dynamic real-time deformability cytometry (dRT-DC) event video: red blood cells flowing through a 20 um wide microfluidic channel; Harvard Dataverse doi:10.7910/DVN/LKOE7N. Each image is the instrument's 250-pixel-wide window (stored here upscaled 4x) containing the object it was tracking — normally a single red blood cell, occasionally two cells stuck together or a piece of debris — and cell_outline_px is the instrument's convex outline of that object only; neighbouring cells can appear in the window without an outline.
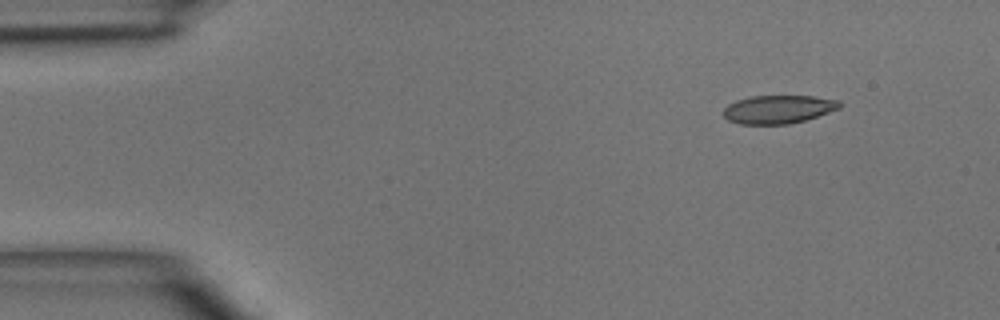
{"species": "common noctule bat (a hibernating species)", "species_latin": "Nyctalus noctula", "temperature_condition": "room temperature", "stored_images_in_passage": 4, "camera_frame_rate_fps": 3000, "um_per_image_px": 0.085, "animal": {"sex": "male", "body_mass_g": 15.6}, "frame": {"image": 1, "passage_image": 1, "time_ms": 0.0, "image_size_px": [1000, 320], "cell_outline_px": [[840, 108], [804, 120], [788, 124], [740, 124], [728, 120], [724, 116], [724, 108], [728, 104], [736, 100], [752, 96], [812, 96], [840, 100]], "centroid_in_image_um": [66.13, 9.29], "position_along_channel_um": 18.9, "area_um2": 19.02}}
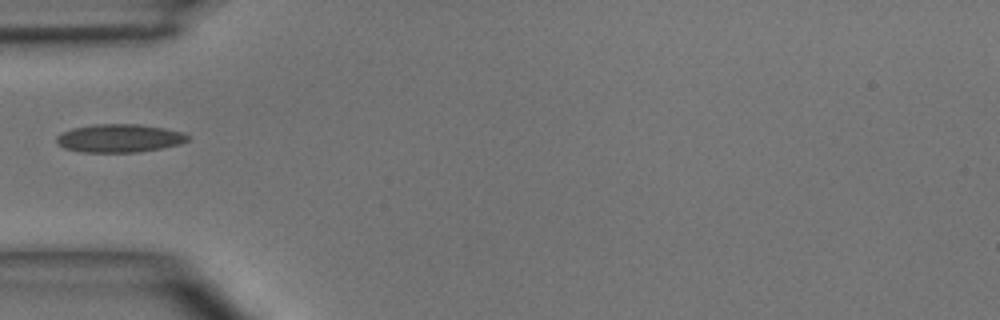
{"frame": {"image": 2, "passage_image": 3, "time_ms": 3.333, "image_size_px": [1000, 320], "cell_outline_px": [[192, 136], [188, 140], [180, 144], [160, 148], [136, 152], [80, 152], [64, 148], [56, 140], [56, 136], [60, 132], [72, 128], [96, 124], [140, 124], [164, 128], [184, 132]], "centroid_in_image_um": [10.16, 11.74], "position_along_channel_um": 74.8, "area_um2": 21.68}}
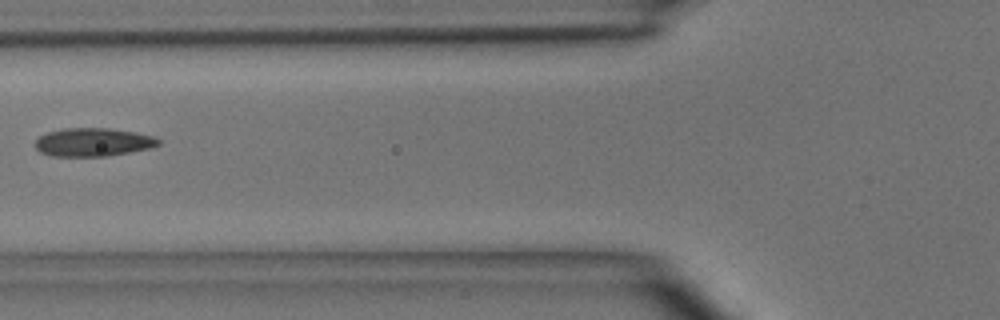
{"frame": {"image": 3, "passage_image": 4, "time_ms": 4.333, "image_size_px": [1000, 320], "cell_outline_px": [[160, 144], [152, 148], [108, 156], [48, 156], [40, 152], [36, 148], [36, 140], [40, 136], [48, 132], [64, 128], [108, 128], [136, 132], [156, 136], [160, 140]], "centroid_in_image_um": [7.95, 12.08], "position_along_channel_um": 117.9, "area_um2": 20.52}}